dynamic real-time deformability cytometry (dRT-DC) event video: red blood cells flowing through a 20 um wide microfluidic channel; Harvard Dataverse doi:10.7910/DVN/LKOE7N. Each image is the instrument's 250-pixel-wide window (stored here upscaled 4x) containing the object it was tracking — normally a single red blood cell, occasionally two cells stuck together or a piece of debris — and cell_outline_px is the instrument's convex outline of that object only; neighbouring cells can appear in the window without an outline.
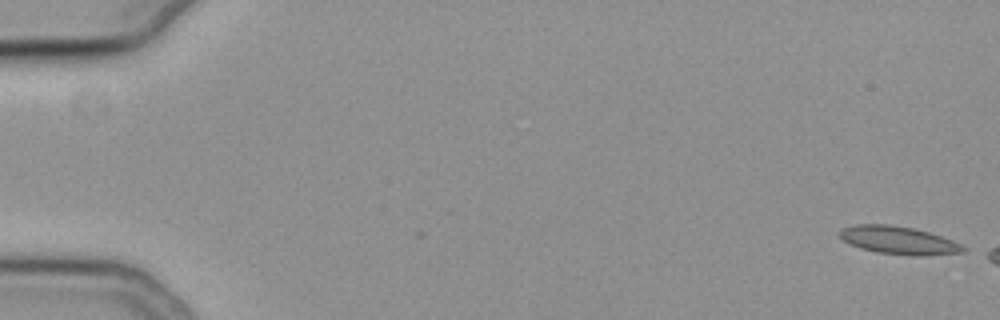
{"species": "common noctule bat (a hibernating species)", "species_latin": "Nyctalus noctula", "temperature_condition": "cold", "stored_images_in_passage": 2, "camera_frame_rate_fps": 3000, "um_per_image_px": 0.085, "animal": {"sex": "female", "body_mass_g": 19.3, "forearm_length_mm": 54.1}, "frame": {"image": 1, "passage_image": 2, "time_ms": 0.333, "image_size_px": [1000, 320], "cell_outline_px": [[968, 248], [964, 252], [924, 256], [916, 256], [876, 252], [860, 248], [844, 240], [840, 236], [840, 228], [856, 224], [888, 224], [912, 228], [928, 232], [952, 240]], "centroid_in_image_um": [76.4, 20.43], "position_along_channel_um": 8.6, "area_um2": 20.0}}